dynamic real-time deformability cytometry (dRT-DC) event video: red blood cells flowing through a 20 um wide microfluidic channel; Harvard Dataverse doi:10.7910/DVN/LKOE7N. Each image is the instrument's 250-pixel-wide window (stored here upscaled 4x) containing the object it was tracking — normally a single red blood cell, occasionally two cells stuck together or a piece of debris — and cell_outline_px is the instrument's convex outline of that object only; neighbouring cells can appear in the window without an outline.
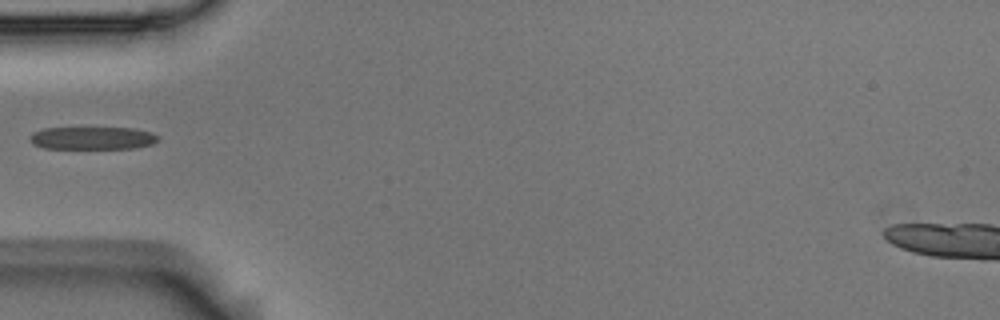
{"species": "Egyptian fruit bat (a non-hibernating species)", "species_latin": "Rousettus aegyptiacus", "temperature_condition": "room temperature", "stored_images_in_passage": 16, "camera_frame_rate_fps": 3000, "um_per_image_px": 0.085, "animal": {"sex": "male"}, "frame": {"image": 1, "passage_image": 1, "time_ms": 0.0, "image_size_px": [1000, 320], "cell_outline_px": [[160, 140], [152, 144], [136, 148], [44, 148], [32, 144], [28, 136], [32, 132], [44, 128], [136, 128], [152, 132], [160, 136]], "centroid_in_image_um": [7.88, 11.73], "position_along_channel_um": 77.1, "area_um2": 17.17}}
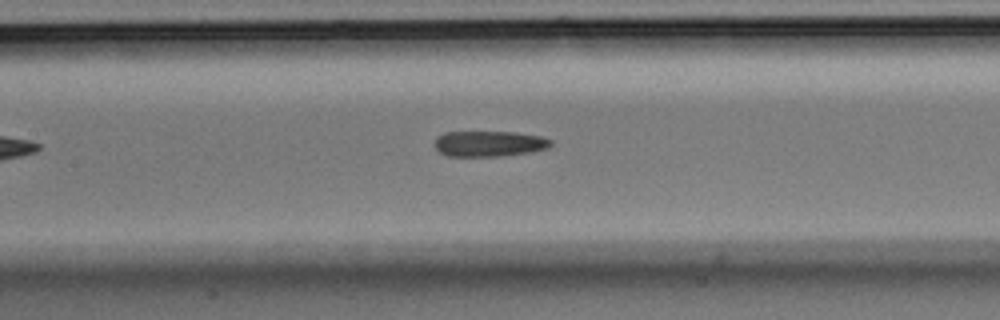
{"frame": {"image": 2, "passage_image": 8, "time_ms": 2.333, "image_size_px": [1000, 320], "cell_outline_px": [[552, 144], [548, 148], [532, 152], [500, 156], [448, 156], [440, 152], [432, 144], [436, 136], [444, 132], [516, 132], [540, 136], [552, 140]], "centroid_in_image_um": [41.55, 12.21], "position_along_channel_um": 165.8, "area_um2": 17.57}}
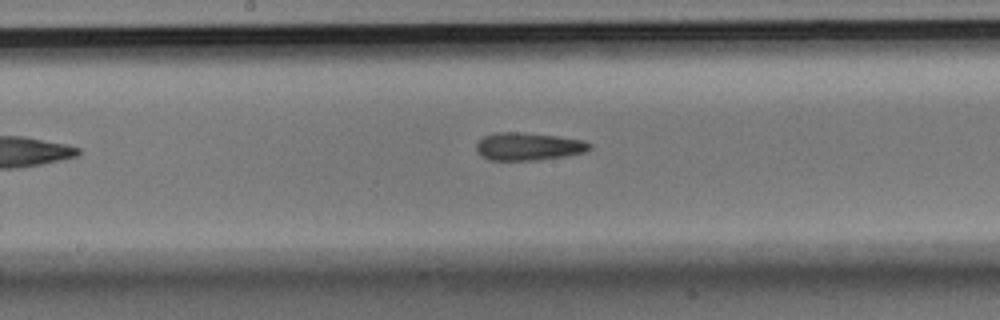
{"frame": {"image": 3, "passage_image": 11, "time_ms": 3.333, "image_size_px": [1000, 320], "cell_outline_px": [[592, 148], [584, 152], [564, 156], [532, 160], [488, 160], [480, 156], [476, 152], [476, 144], [484, 136], [496, 132], [520, 132], [556, 136], [584, 140], [592, 144]], "centroid_in_image_um": [44.88, 12.45], "position_along_channel_um": 203.3, "area_um2": 18.32}}